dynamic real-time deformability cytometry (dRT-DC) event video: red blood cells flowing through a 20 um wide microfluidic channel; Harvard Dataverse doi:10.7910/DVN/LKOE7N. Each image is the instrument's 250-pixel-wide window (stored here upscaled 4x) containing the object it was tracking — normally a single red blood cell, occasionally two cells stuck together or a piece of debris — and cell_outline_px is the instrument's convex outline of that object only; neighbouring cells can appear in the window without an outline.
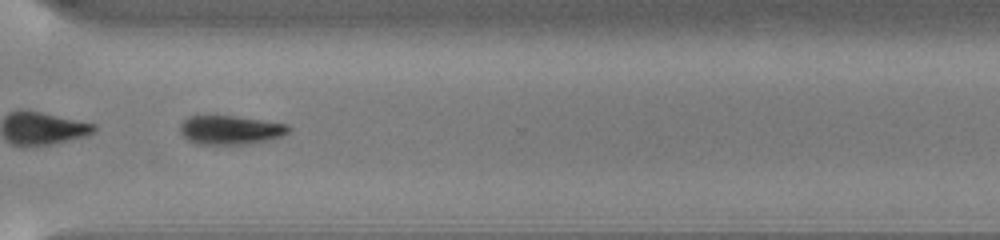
{"species": "common noctule bat (a hibernating species)", "species_latin": "Nyctalus noctula", "temperature_condition": "cold", "stored_images_in_passage": 51, "camera_frame_rate_fps": 3000, "um_per_image_px": 0.085, "animal": {"sex": "male", "body_mass_g": 13.0, "forearm_length_mm": 53.1}, "frame": {"image": 1, "passage_image": 37, "time_ms": 12.0, "image_size_px": [1000, 240], "cell_outline_px": [[292, 128], [288, 132], [280, 136], [268, 140], [248, 144], [200, 144], [188, 140], [180, 132], [180, 124], [188, 116], [232, 116], [288, 124]], "centroid_in_image_um": [19.58, 11.05], "position_along_channel_um": 351.0, "area_um2": 18.09}}
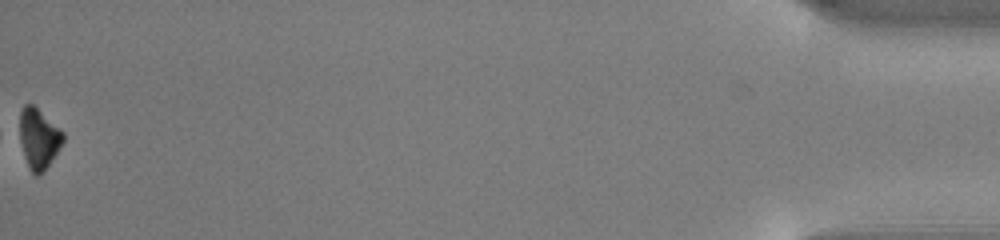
{"frame": {"image": 2, "passage_image": 51, "time_ms": 16.667, "image_size_px": [1000, 240], "cell_outline_px": [[64, 140], [48, 164], [36, 176], [28, 168], [20, 140], [20, 112], [24, 104], [32, 104], [64, 132]], "centroid_in_image_um": [3.27, 11.74], "position_along_channel_um": 431.9, "area_um2": 14.74}, "authors_computed_cell_mechanics": {"area_um2": 21.386, "velocity_mm_per_s": 3.8311, "shape_relaxation_time_tau1_ms": 1.4741, "shape_relaxation_time_tau2_ms": null, "deformation_change_tau1": 0.1039, "deformation_change_tau2": null}}